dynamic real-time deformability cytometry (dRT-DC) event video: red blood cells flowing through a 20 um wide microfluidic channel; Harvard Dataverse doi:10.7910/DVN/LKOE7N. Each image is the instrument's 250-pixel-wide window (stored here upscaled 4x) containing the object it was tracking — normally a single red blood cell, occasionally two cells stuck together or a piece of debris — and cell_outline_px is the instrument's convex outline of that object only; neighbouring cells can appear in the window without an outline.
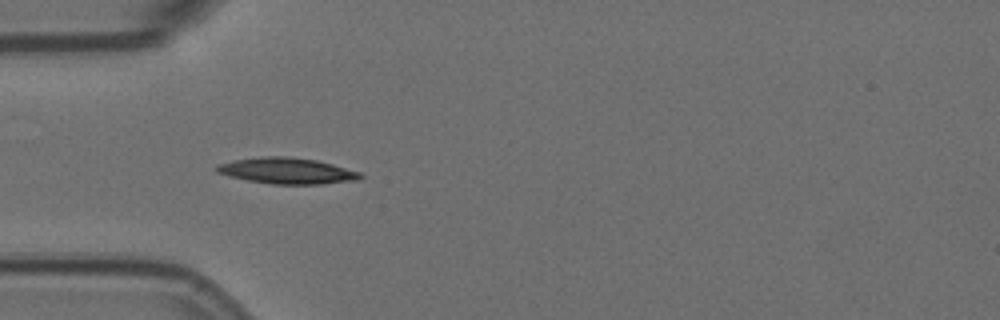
{"species": "Egyptian fruit bat (a non-hibernating species)", "species_latin": "Rousettus aegyptiacus", "temperature_condition": "room temperature", "stored_images_in_passage": 4, "camera_frame_rate_fps": 3000, "um_per_image_px": 0.085, "animal": {"sex": "female"}, "frame": {"image": 1, "passage_image": 3, "time_ms": 0.667, "image_size_px": [1000, 320], "cell_outline_px": [[364, 176], [360, 180], [320, 184], [272, 184], [248, 180], [228, 176], [216, 172], [212, 168], [216, 164], [232, 160], [264, 156], [288, 156], [316, 160], [332, 164], [360, 172]], "centroid_in_image_um": [24.35, 14.51], "position_along_channel_um": 60.6, "area_um2": 22.02}}
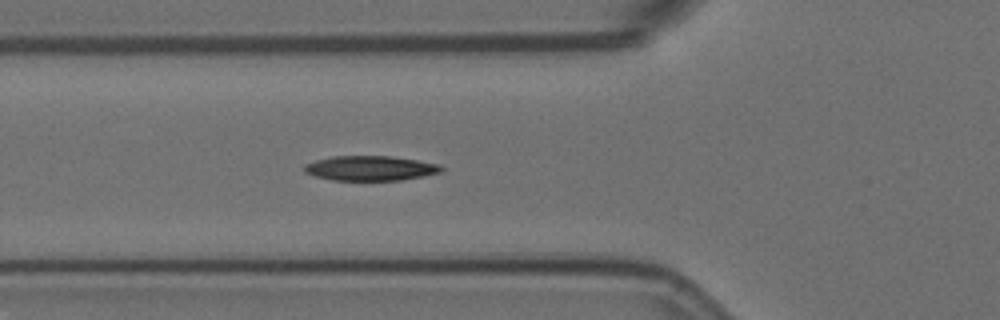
{"frame": {"image": 2, "passage_image": 4, "time_ms": 1.0, "image_size_px": [1000, 320], "cell_outline_px": [[444, 168], [440, 172], [424, 176], [400, 180], [332, 180], [316, 176], [304, 172], [304, 164], [316, 160], [332, 156], [388, 156], [416, 160], [440, 164]], "centroid_in_image_um": [31.47, 14.3], "position_along_channel_um": 94.3, "area_um2": 19.71}}